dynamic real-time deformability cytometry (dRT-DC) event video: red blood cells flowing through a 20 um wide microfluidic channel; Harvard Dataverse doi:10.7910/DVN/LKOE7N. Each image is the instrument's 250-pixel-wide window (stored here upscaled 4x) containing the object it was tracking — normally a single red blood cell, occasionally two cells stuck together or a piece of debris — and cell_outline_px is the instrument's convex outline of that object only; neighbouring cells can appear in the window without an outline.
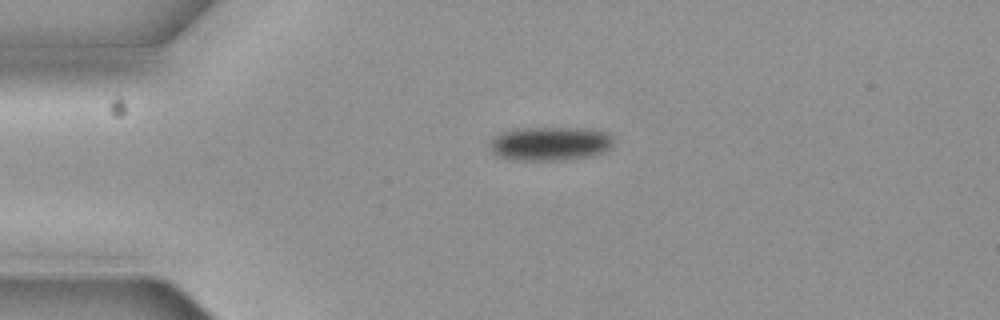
{"species": "common noctule bat (a hibernating species)", "species_latin": "Nyctalus noctula", "temperature_condition": "cold", "stored_images_in_passage": 2, "camera_frame_rate_fps": 3000, "um_per_image_px": 0.085, "animal": {"sex": "female", "body_mass_g": 19.3, "forearm_length_mm": 54.1}, "frame": {"image": 1, "passage_image": 1, "time_ms": 0.0, "image_size_px": [1000, 320], "cell_outline_px": [[612, 148], [608, 152], [592, 156], [564, 160], [512, 160], [496, 156], [492, 152], [488, 144], [496, 136], [504, 132], [516, 128], [584, 128], [608, 132], [612, 136]], "centroid_in_image_um": [46.8, 12.22], "position_along_channel_um": 38.2, "area_um2": 24.8}}